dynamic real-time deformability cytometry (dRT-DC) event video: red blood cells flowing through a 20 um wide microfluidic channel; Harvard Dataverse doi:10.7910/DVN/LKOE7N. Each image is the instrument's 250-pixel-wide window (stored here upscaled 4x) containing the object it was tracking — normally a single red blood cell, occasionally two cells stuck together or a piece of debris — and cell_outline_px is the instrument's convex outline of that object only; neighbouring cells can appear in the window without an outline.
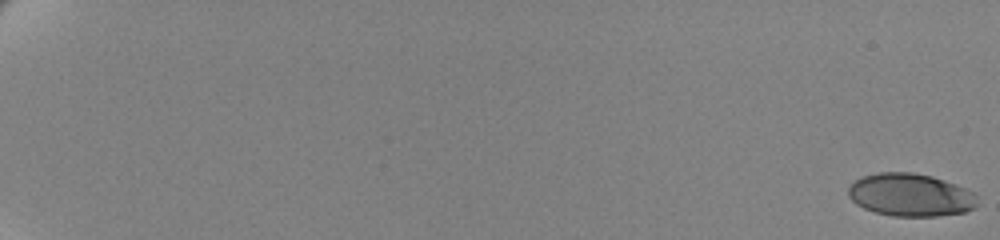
{"species": "human", "species_latin": "Homo sapiens", "temperature_condition": "cold", "stored_images_in_passage": 29, "camera_frame_rate_fps": 3000, "um_per_image_px": 0.085, "donor": {"sex": "female"}, "frame": {"image": 1, "passage_image": 1, "time_ms": 0.0, "image_size_px": [1000, 240], "cell_outline_px": [[976, 208], [964, 212], [936, 216], [892, 216], [876, 212], [864, 208], [856, 204], [848, 196], [848, 188], [856, 180], [864, 176], [880, 172], [912, 172], [932, 176], [944, 180], [964, 188], [972, 192], [976, 196]], "centroid_in_image_um": [77.38, 16.57], "position_along_channel_um": 7.6, "area_um2": 32.02}}
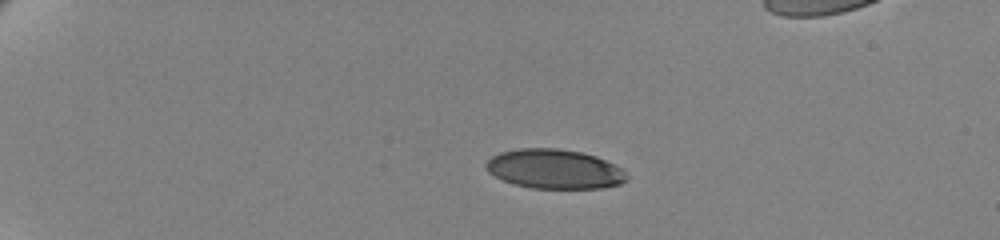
{"frame": {"image": 2, "passage_image": 17, "time_ms": 5.333, "image_size_px": [1000, 240], "cell_outline_px": [[628, 180], [620, 184], [600, 188], [532, 188], [516, 184], [504, 180], [488, 172], [484, 164], [492, 156], [500, 152], [520, 148], [560, 148], [580, 152], [596, 156], [616, 164], [624, 168], [628, 176]], "centroid_in_image_um": [47.18, 14.36], "position_along_channel_um": 37.8, "area_um2": 32.48}}
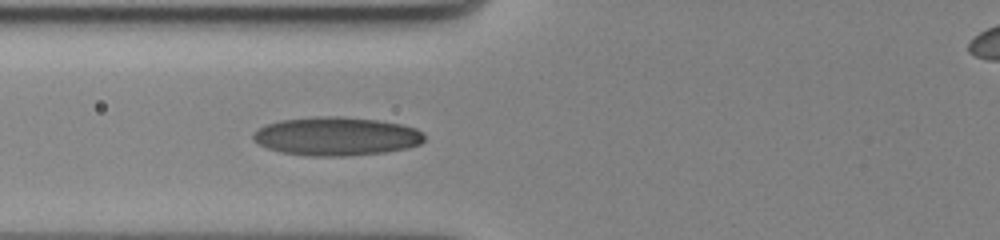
{"frame": {"image": 3, "passage_image": 29, "time_ms": 9.333, "image_size_px": [1000, 240], "cell_outline_px": [[424, 140], [420, 144], [408, 148], [384, 152], [344, 156], [304, 156], [280, 152], [268, 148], [252, 140], [252, 136], [260, 128], [268, 124], [280, 120], [316, 116], [340, 116], [376, 120], [400, 124], [416, 128], [424, 136]], "centroid_in_image_um": [28.58, 11.59], "position_along_channel_um": 97.2, "area_um2": 38.38}}